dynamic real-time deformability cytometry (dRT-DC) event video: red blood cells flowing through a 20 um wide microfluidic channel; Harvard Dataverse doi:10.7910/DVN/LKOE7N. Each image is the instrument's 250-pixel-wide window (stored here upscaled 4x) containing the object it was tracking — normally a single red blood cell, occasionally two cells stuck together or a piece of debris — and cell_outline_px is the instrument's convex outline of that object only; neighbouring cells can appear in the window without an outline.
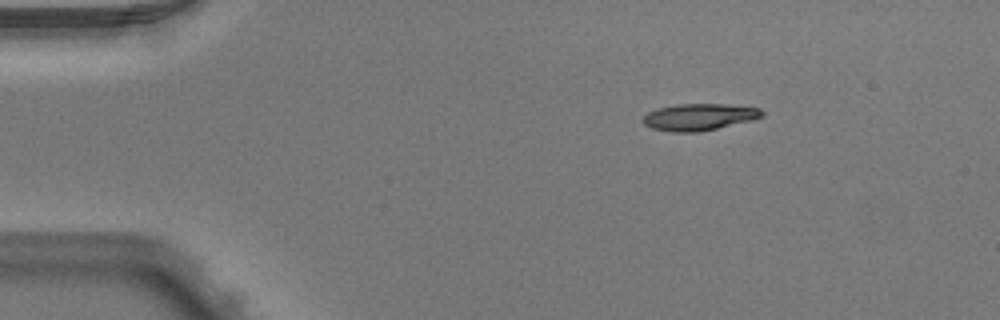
{"species": "Egyptian fruit bat (a non-hibernating species)", "species_latin": "Rousettus aegyptiacus", "temperature_condition": "warm", "stored_images_in_passage": 3, "camera_frame_rate_fps": 3000, "um_per_image_px": 0.085, "animal": {"sex": "male"}, "frame": {"image": 1, "passage_image": 1, "time_ms": 0.0, "image_size_px": [1000, 320], "cell_outline_px": [[764, 116], [752, 120], [700, 132], [672, 132], [652, 128], [644, 124], [640, 120], [648, 112], [660, 108], [676, 104], [724, 104], [760, 108], [764, 112]], "centroid_in_image_um": [59.43, 9.95], "position_along_channel_um": 25.6, "area_um2": 18.55}}